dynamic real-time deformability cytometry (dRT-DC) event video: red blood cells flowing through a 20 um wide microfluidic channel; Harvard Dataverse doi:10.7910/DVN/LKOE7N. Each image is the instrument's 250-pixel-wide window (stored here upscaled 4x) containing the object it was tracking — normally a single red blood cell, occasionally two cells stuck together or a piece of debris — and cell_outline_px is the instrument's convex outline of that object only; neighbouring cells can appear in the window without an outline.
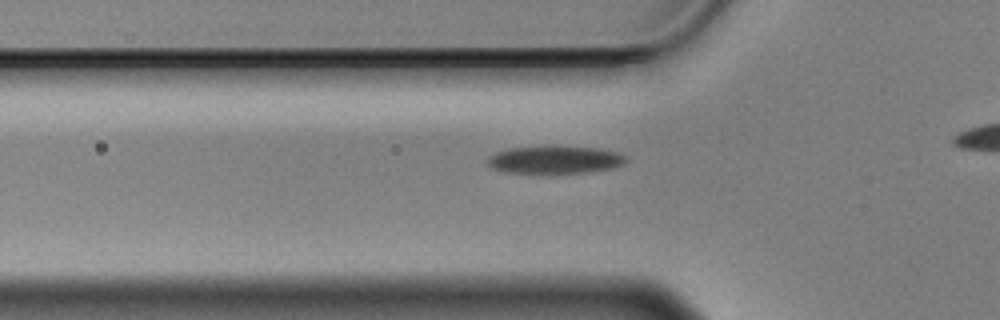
{"species": "Egyptian fruit bat (a non-hibernating species)", "species_latin": "Rousettus aegyptiacus", "temperature_condition": "cold", "stored_images_in_passage": 40, "camera_frame_rate_fps": 3000, "um_per_image_px": 0.085, "animal": {"sex": "male"}, "frame": {"image": 1, "passage_image": 12, "time_ms": 3.667, "image_size_px": [1000, 320], "cell_outline_px": [[628, 160], [624, 164], [612, 168], [588, 172], [508, 172], [492, 168], [488, 164], [488, 156], [496, 152], [508, 148], [600, 148], [616, 152], [624, 156]], "centroid_in_image_um": [47.18, 13.59], "position_along_channel_um": 78.6, "area_um2": 21.33}}
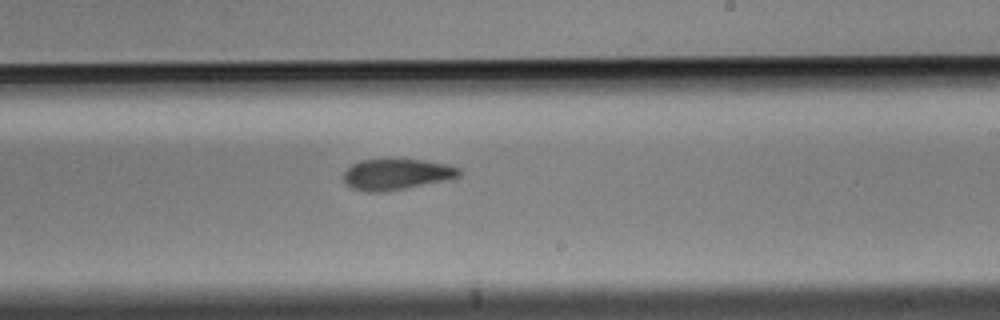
{"frame": {"image": 2, "passage_image": 27, "time_ms": 8.667, "image_size_px": [1000, 320], "cell_outline_px": [[460, 176], [448, 180], [384, 192], [368, 192], [352, 188], [344, 180], [344, 172], [352, 164], [360, 160], [424, 160], [444, 164], [460, 168]], "centroid_in_image_um": [33.71, 14.83], "position_along_channel_um": 255.3, "area_um2": 20.58}}
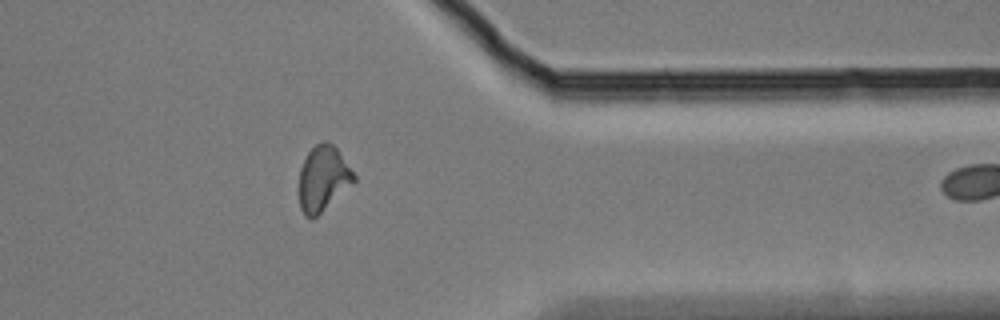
{"frame": {"image": 3, "passage_image": 39, "time_ms": 12.667, "image_size_px": [1000, 320], "cell_outline_px": [[356, 180], [352, 184], [312, 220], [304, 216], [300, 208], [300, 168], [308, 152], [316, 144], [324, 140], [328, 140], [336, 148], [356, 176]], "centroid_in_image_um": [27.45, 15.17], "position_along_channel_um": 383.9, "area_um2": 20.58}}